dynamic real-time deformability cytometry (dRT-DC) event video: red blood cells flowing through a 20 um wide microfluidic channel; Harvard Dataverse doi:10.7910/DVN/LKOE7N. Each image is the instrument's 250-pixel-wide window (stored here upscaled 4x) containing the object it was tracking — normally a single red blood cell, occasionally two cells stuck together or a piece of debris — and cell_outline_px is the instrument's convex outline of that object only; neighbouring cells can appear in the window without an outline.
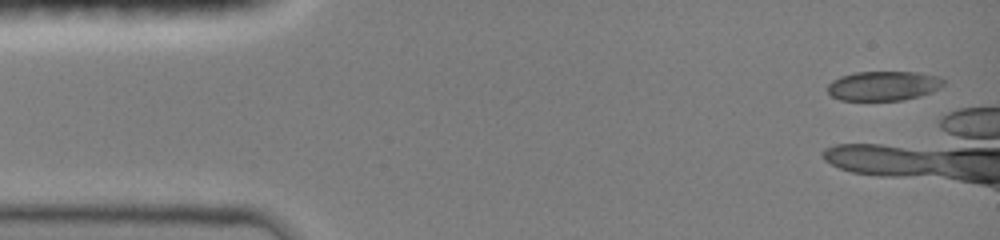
{"species": "common noctule bat (a hibernating species)", "species_latin": "Nyctalus noctula", "temperature_condition": "room temperature", "stored_images_in_passage": 9, "camera_frame_rate_fps": 3000, "um_per_image_px": 0.085, "animal": {"sex": "female", "body_mass_g": 19.0, "forearm_length_mm": 51.5}, "frame": {"image": 1, "passage_image": 1, "time_ms": 0.0, "image_size_px": [1000, 240], "cell_outline_px": [[944, 84], [940, 88], [932, 92], [920, 96], [904, 100], [840, 100], [832, 96], [828, 92], [828, 84], [832, 80], [840, 76], [856, 72], [920, 72], [940, 76], [944, 80]], "centroid_in_image_um": [75.12, 7.29], "position_along_channel_um": 9.9, "area_um2": 20.11}}